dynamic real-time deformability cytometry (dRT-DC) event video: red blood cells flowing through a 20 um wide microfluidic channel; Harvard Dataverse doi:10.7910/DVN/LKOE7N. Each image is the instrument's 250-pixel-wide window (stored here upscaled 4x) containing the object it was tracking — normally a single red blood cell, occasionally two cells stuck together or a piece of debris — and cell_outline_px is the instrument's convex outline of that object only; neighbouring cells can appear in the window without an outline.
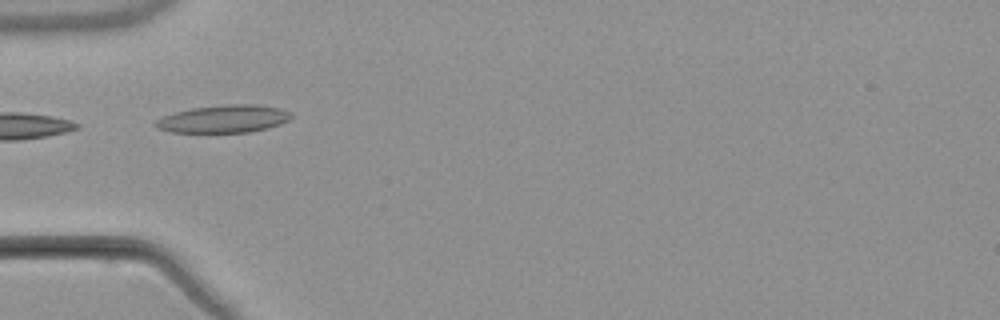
{"species": "common noctule bat (a hibernating species)", "species_latin": "Nyctalus noctula", "temperature_condition": "warm", "stored_images_in_passage": 6, "camera_frame_rate_fps": 3000, "um_per_image_px": 0.085, "animal": {"sex": "male", "body_mass_g": 21.5, "forearm_length_mm": 52.0}, "frame": {"image": 1, "passage_image": 5, "time_ms": 5.333, "image_size_px": [1000, 320], "cell_outline_px": [[292, 116], [288, 120], [280, 124], [268, 128], [248, 132], [172, 132], [156, 128], [152, 124], [156, 120], [164, 116], [176, 112], [192, 108], [228, 104], [256, 104], [280, 108], [288, 112]], "centroid_in_image_um": [19.0, 10.1], "position_along_channel_um": 66.0, "area_um2": 21.73}}
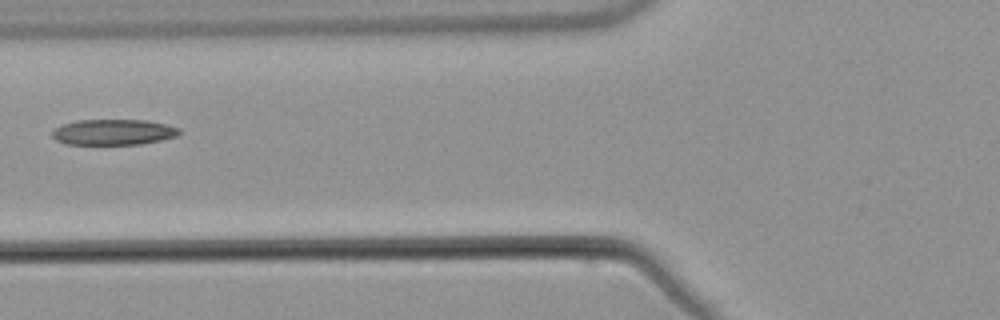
{"frame": {"image": 2, "passage_image": 6, "time_ms": 6.667, "image_size_px": [1000, 320], "cell_outline_px": [[180, 132], [176, 136], [160, 140], [140, 144], [64, 144], [56, 140], [52, 136], [52, 132], [56, 128], [64, 124], [76, 120], [148, 120], [168, 124], [180, 128]], "centroid_in_image_um": [9.66, 11.22], "position_along_channel_um": 116.1, "area_um2": 19.02}}